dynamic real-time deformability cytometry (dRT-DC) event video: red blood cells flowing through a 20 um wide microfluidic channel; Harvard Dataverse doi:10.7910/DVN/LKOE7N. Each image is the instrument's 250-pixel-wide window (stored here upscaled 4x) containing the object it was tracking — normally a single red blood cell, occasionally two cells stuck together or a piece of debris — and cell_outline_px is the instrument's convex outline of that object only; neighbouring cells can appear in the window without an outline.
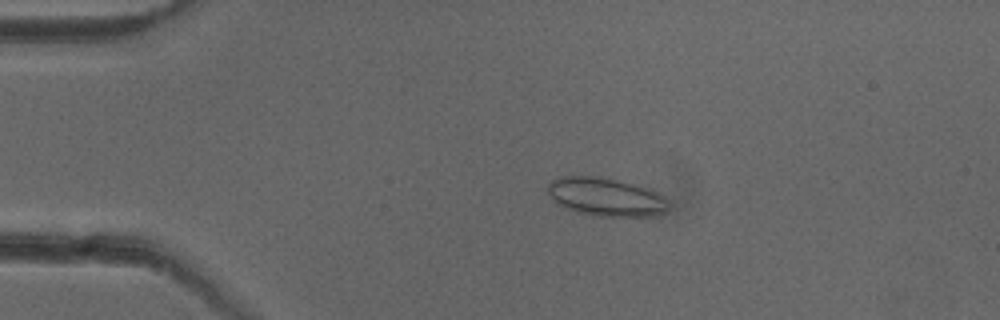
{"species": "common noctule bat (a hibernating species)", "species_latin": "Nyctalus noctula", "temperature_condition": "cold", "stored_images_in_passage": 44, "camera_frame_rate_fps": 3000, "um_per_image_px": 0.085, "animal": {"sex": "female"}, "frame": {"image": 1, "passage_image": 3, "time_ms": 0.667, "image_size_px": [1000, 320], "cell_outline_px": [[668, 208], [664, 212], [652, 216], [592, 216], [564, 208], [548, 192], [548, 184], [552, 180], [560, 176], [596, 176], [616, 180], [652, 188], [668, 200]], "centroid_in_image_um": [51.53, 16.74], "position_along_channel_um": 33.5, "area_um2": 26.93}}
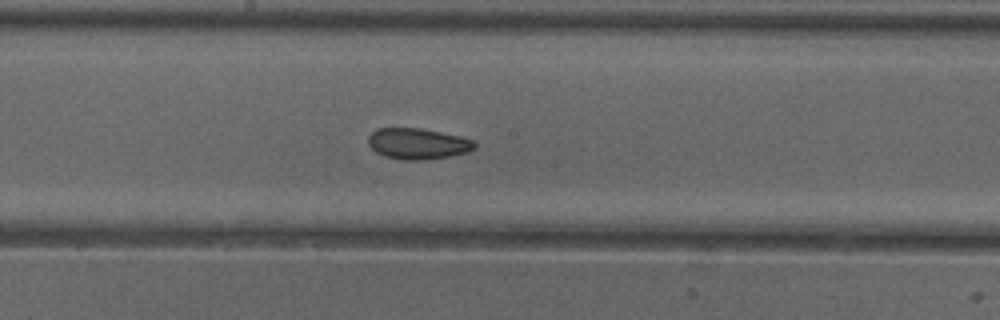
{"frame": {"image": 2, "passage_image": 20, "time_ms": 6.333, "image_size_px": [1000, 320], "cell_outline_px": [[476, 148], [468, 152], [448, 156], [420, 160], [404, 160], [384, 156], [376, 152], [368, 144], [368, 136], [376, 128], [420, 128], [460, 136], [472, 140], [476, 144]], "centroid_in_image_um": [35.49, 12.21], "position_along_channel_um": 212.7, "area_um2": 19.13}}
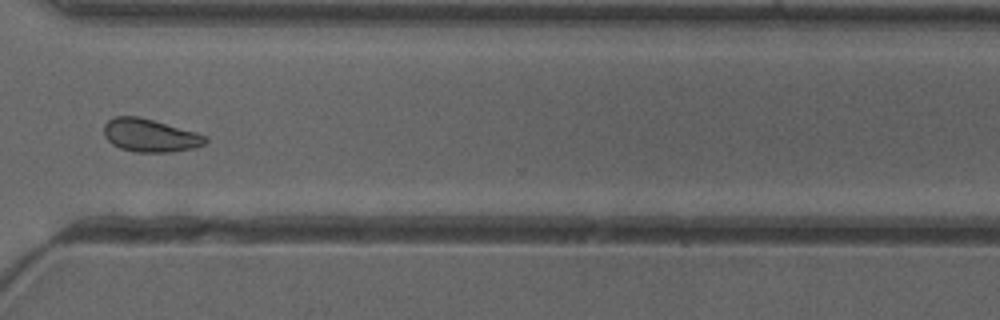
{"frame": {"image": 3, "passage_image": 31, "time_ms": 10.0, "image_size_px": [1000, 320], "cell_outline_px": [[208, 140], [204, 144], [192, 148], [172, 152], [136, 152], [120, 148], [112, 144], [104, 136], [104, 124], [108, 120], [116, 116], [140, 116], [196, 132], [208, 136]], "centroid_in_image_um": [12.75, 11.5], "position_along_channel_um": 357.9, "area_um2": 19.59}, "authors_computed_cell_mechanics": {"area_um2": 19.5653, "velocity_mm_per_s": 3.9763, "shape_relaxation_time_tau1_ms": 10.476, "shape_relaxation_time_tau2_ms": 1.9914, "deformation_change_tau1": 0.1122, "deformation_change_tau2": 0.0648}}